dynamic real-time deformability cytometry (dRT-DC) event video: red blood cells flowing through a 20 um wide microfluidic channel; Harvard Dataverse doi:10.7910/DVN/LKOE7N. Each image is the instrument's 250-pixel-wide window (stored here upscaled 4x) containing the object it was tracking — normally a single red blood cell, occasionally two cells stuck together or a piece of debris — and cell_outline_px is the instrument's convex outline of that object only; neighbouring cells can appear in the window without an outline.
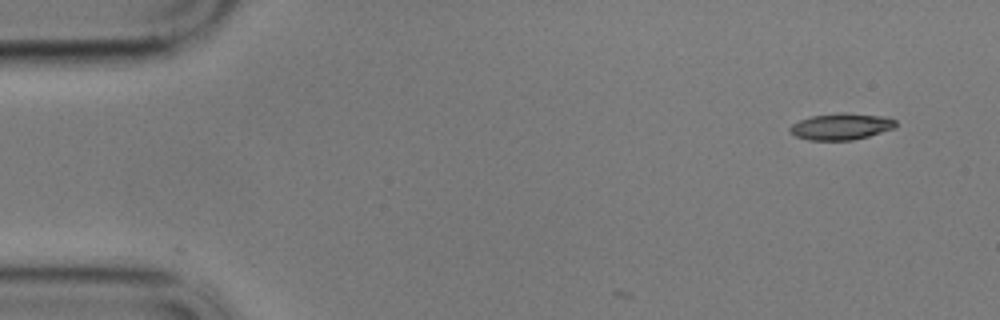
{"species": "common noctule bat (a hibernating species)", "species_latin": "Nyctalus noctula", "temperature_condition": "cold", "stored_images_in_passage": 4, "camera_frame_rate_fps": 3000, "um_per_image_px": 0.085, "animal": {"sex": "male", "body_mass_g": 17.9}, "frame": {"image": 1, "passage_image": 1, "time_ms": 0.0, "image_size_px": [1000, 320], "cell_outline_px": [[896, 128], [868, 136], [852, 140], [808, 140], [796, 136], [788, 132], [788, 128], [792, 124], [800, 120], [812, 116], [840, 112], [848, 112], [888, 116], [896, 120]], "centroid_in_image_um": [71.52, 10.74], "position_along_channel_um": 13.5, "area_um2": 16.65}}